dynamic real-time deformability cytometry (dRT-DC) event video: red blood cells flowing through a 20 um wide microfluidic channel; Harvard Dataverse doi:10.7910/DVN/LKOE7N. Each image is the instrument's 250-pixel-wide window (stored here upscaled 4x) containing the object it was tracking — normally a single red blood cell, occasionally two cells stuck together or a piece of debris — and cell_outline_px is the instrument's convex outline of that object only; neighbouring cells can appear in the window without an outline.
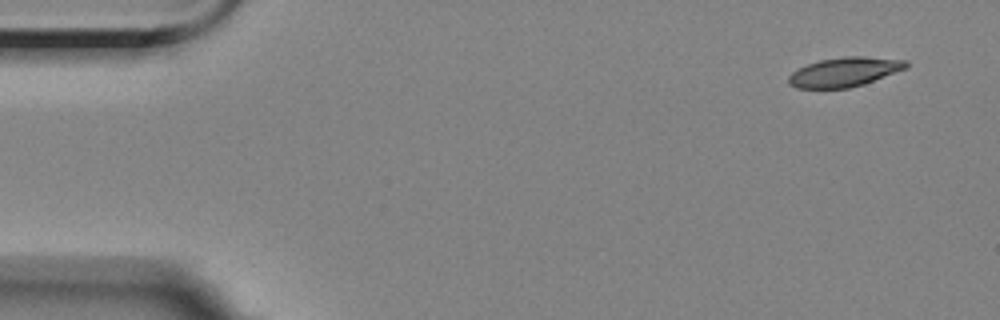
{"species": "Egyptian fruit bat (a non-hibernating species)", "species_latin": "Rousettus aegyptiacus", "temperature_condition": "room temperature", "stored_images_in_passage": 4, "camera_frame_rate_fps": 3000, "um_per_image_px": 0.085, "animal": {"sex": "female"}, "frame": {"image": 1, "passage_image": 1, "time_ms": 0.0, "image_size_px": [1000, 320], "cell_outline_px": [[908, 68], [864, 84], [848, 88], [796, 88], [788, 84], [788, 76], [792, 72], [808, 64], [820, 60], [844, 56], [864, 56], [908, 60]], "centroid_in_image_um": [71.8, 6.11], "position_along_channel_um": 13.2, "area_um2": 20.17}}